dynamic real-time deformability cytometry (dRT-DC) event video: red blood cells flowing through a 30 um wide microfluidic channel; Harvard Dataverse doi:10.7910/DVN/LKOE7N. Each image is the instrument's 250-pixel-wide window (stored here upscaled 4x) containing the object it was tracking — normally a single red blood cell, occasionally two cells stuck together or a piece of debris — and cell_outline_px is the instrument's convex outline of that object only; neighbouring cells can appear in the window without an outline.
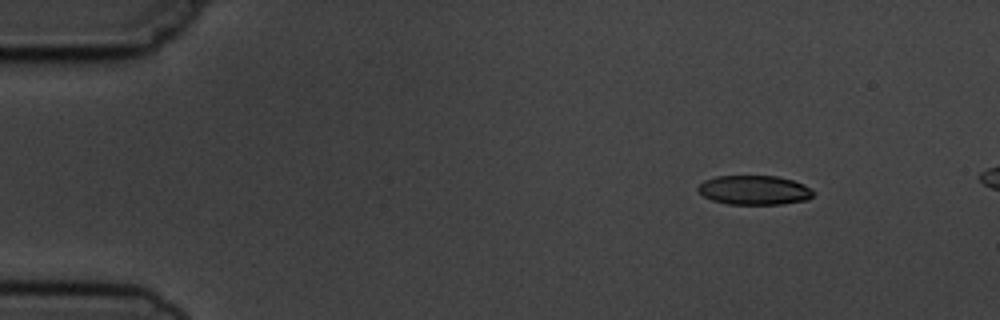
{"species": "common noctule bat (a hibernating species)", "species_latin": "Nyctalus noctula", "temperature_condition": "cold", "stored_images_in_passage": 5, "camera_frame_rate_fps": 3000, "um_per_image_px": 0.085, "animal": {"sex": "male", "body_mass_g": 19.5, "forearm_length_mm": 54.6}, "frame": {"image": 1, "passage_image": 2, "time_ms": 1.333, "image_size_px": [1000, 320], "cell_outline_px": [[816, 192], [808, 200], [784, 204], [728, 204], [712, 200], [704, 196], [696, 188], [704, 180], [716, 176], [776, 176], [792, 180], [804, 184], [812, 188]], "centroid_in_image_um": [64.15, 16.16], "position_along_channel_um": 20.8, "area_um2": 19.83}}